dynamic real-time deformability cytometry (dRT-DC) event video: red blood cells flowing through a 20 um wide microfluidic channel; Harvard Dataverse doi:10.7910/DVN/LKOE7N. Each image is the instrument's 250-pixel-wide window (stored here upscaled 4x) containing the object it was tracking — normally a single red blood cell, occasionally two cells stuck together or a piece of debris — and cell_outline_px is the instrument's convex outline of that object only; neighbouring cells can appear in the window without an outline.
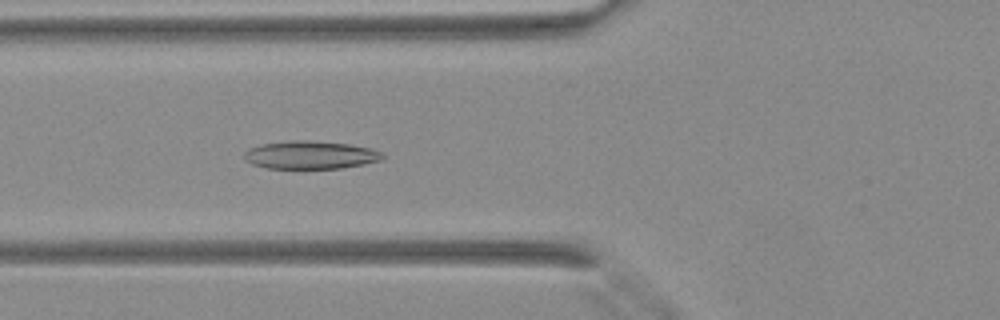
{"species": "Egyptian fruit bat (a non-hibernating species)", "species_latin": "Rousettus aegyptiacus", "temperature_condition": "warm", "stored_images_in_passage": 35, "camera_frame_rate_fps": 3000, "um_per_image_px": 0.085, "animal": {"sex": "female"}, "frame": {"image": 1, "passage_image": 16, "time_ms": 5.0, "image_size_px": [1000, 320], "cell_outline_px": [[384, 156], [380, 160], [364, 164], [340, 168], [268, 168], [252, 164], [244, 160], [244, 152], [248, 148], [260, 144], [292, 140], [308, 140], [348, 144], [372, 148], [380, 152]], "centroid_in_image_um": [26.34, 13.16], "position_along_channel_um": 99.5, "area_um2": 22.54}}
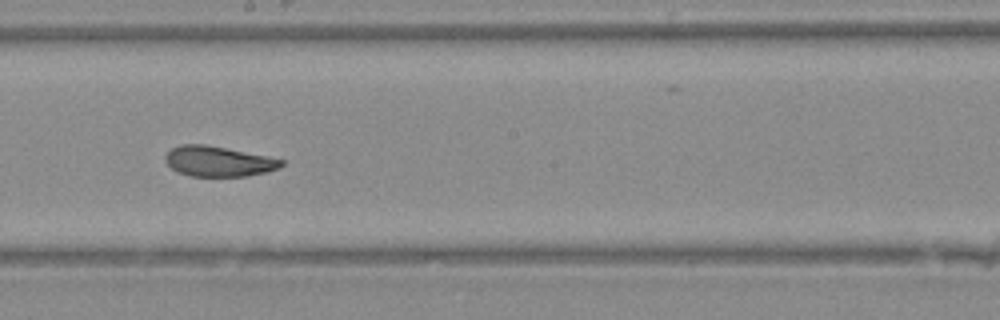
{"frame": {"image": 2, "passage_image": 24, "time_ms": 7.667, "image_size_px": [1000, 320], "cell_outline_px": [[284, 164], [280, 168], [268, 172], [248, 176], [192, 176], [180, 172], [172, 168], [164, 160], [164, 156], [172, 148], [180, 144], [204, 144], [284, 160]], "centroid_in_image_um": [18.56, 13.72], "position_along_channel_um": 229.6, "area_um2": 20.23}}
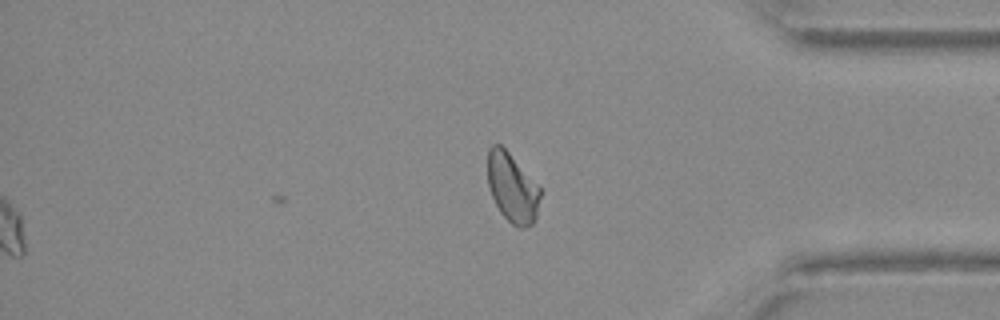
{"frame": {"image": 3, "passage_image": 35, "time_ms": 11.333, "image_size_px": [1000, 320], "cell_outline_px": [[540, 196], [536, 216], [532, 224], [524, 228], [516, 228], [500, 212], [492, 196], [488, 184], [488, 148], [492, 144], [500, 144], [508, 152], [540, 188]], "centroid_in_image_um": [43.52, 15.98], "position_along_channel_um": 391.7, "area_um2": 20.87}}